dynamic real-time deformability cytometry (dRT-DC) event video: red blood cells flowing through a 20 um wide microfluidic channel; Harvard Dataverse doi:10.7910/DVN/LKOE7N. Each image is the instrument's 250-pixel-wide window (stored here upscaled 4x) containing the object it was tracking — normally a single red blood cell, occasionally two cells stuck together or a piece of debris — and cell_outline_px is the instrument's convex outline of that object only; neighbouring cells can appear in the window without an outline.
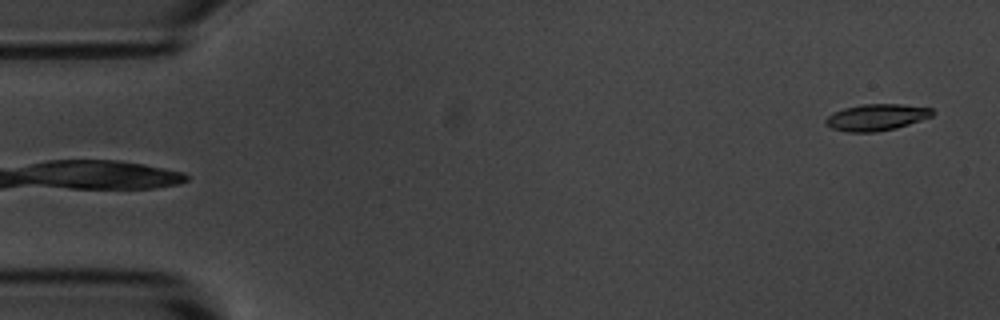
{"species": "common noctule bat (a hibernating species)", "species_latin": "Nyctalus noctula", "temperature_condition": "room temperature", "stored_images_in_passage": 4, "camera_frame_rate_fps": 3000, "um_per_image_px": 0.085, "animal": {"sex": "male", "body_mass_g": 20.1, "forearm_length_mm": 53.5}, "frame": {"image": 1, "passage_image": 1, "time_ms": 0.0, "image_size_px": [1000, 320], "cell_outline_px": [[936, 112], [932, 116], [896, 128], [876, 132], [848, 132], [832, 128], [824, 124], [824, 120], [832, 112], [844, 108], [860, 104], [904, 104], [932, 108]], "centroid_in_image_um": [74.49, 9.96], "position_along_channel_um": 10.5, "area_um2": 16.65}}
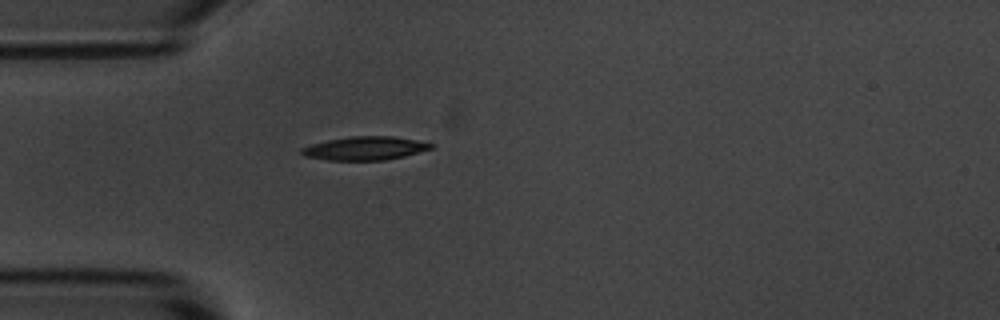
{"frame": {"image": 2, "passage_image": 4, "time_ms": 4.333, "image_size_px": [1000, 320], "cell_outline_px": [[432, 148], [404, 156], [384, 160], [328, 160], [304, 156], [300, 152], [300, 148], [312, 144], [328, 140], [352, 136], [392, 136], [416, 140], [432, 144]], "centroid_in_image_um": [30.98, 12.6], "position_along_channel_um": 54.0, "area_um2": 17.51}}